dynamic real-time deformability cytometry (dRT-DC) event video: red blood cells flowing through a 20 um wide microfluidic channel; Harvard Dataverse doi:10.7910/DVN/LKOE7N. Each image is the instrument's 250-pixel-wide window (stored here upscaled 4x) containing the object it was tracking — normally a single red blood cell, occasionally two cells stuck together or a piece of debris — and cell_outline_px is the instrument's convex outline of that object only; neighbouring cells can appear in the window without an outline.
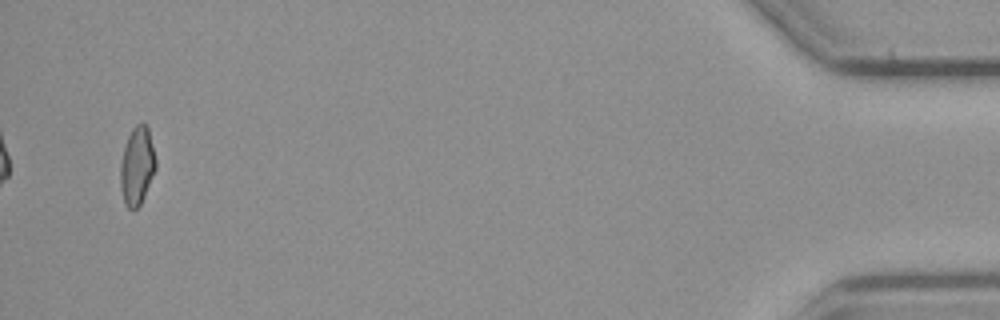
{"species": "common noctule bat (a hibernating species)", "species_latin": "Nyctalus noctula", "temperature_condition": "cold", "stored_images_in_passage": 43, "camera_frame_rate_fps": 3000, "um_per_image_px": 0.085, "animal": {"sex": "male", "body_mass_g": 23.1, "forearm_length_mm": 52.7}, "frame": {"image": 1, "passage_image": 43, "time_ms": 14.0, "image_size_px": [1000, 320], "cell_outline_px": [[156, 168], [144, 196], [140, 204], [136, 208], [128, 208], [124, 204], [120, 188], [120, 164], [124, 148], [128, 136], [132, 128], [136, 124], [144, 124], [148, 128], [156, 160]], "centroid_in_image_um": [11.63, 14.11], "position_along_channel_um": 423.6, "area_um2": 15.95}, "authors_computed_cell_mechanics": {"area_um2": 17.3978, "velocity_mm_per_s": 3.7171, "shape_relaxation_time_tau1_ms": null, "shape_relaxation_time_tau2_ms": 6.0695, "deformation_change_tau1": null, "deformation_change_tau2": 0.0887}}